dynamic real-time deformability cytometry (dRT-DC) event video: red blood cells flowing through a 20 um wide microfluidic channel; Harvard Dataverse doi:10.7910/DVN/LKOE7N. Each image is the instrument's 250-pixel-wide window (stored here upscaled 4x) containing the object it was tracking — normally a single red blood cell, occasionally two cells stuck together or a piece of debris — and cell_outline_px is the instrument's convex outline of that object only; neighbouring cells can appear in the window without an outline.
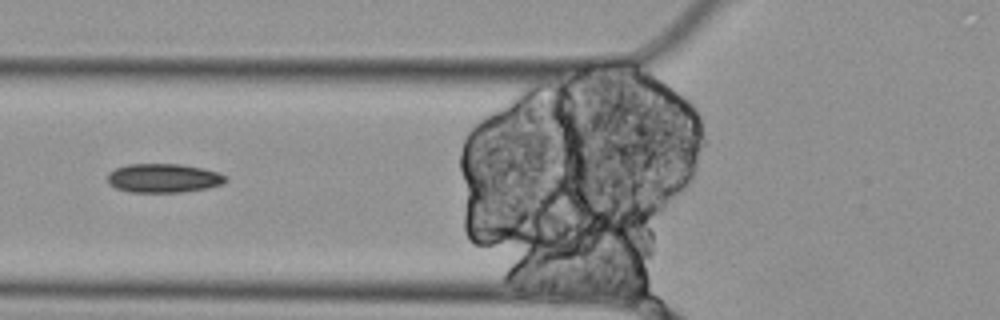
{"species": "Egyptian fruit bat (a non-hibernating species)", "species_latin": "Rousettus aegyptiacus", "temperature_condition": "cold", "stored_images_in_passage": 8, "segment_of_instrument_passage": [2, 2], "camera_frame_rate_fps": 3000, "um_per_image_px": 0.085, "animal": {"sex": "female"}, "frame": {"image": 1, "passage_image": 4, "time_ms": 1.0, "image_size_px": [1000, 320], "cell_outline_px": [[228, 180], [224, 184], [208, 188], [184, 192], [128, 192], [116, 188], [108, 184], [108, 172], [116, 168], [128, 164], [180, 164], [200, 168], [216, 172], [228, 176]], "centroid_in_image_um": [13.9, 15.15], "position_along_channel_um": 111.9, "area_um2": 20.06}}
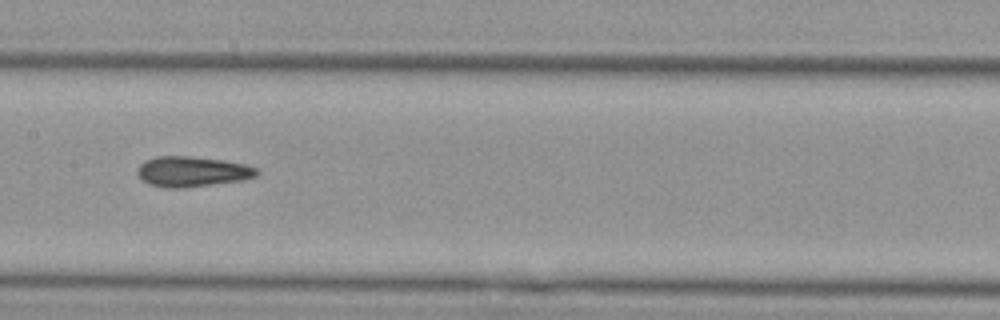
{"frame": {"image": 2, "passage_image": 6, "time_ms": 1.667, "image_size_px": [1000, 320], "cell_outline_px": [[260, 172], [256, 176], [244, 180], [180, 188], [168, 188], [148, 184], [136, 172], [140, 164], [144, 160], [156, 156], [188, 156], [224, 160], [244, 164], [256, 168]], "centroid_in_image_um": [16.33, 14.58], "position_along_channel_um": 191.1, "area_um2": 21.04}}
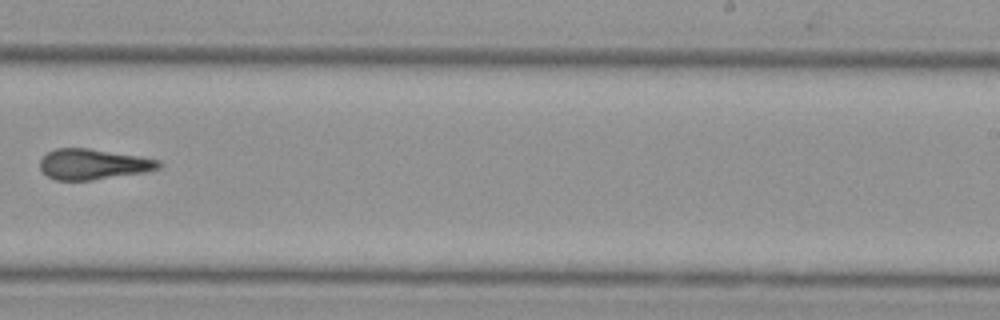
{"frame": {"image": 3, "passage_image": 8, "time_ms": 2.333, "image_size_px": [1000, 320], "cell_outline_px": [[164, 164], [160, 168], [144, 172], [92, 180], [56, 180], [48, 176], [40, 168], [40, 160], [48, 152], [56, 148], [88, 148], [140, 156], [160, 160]], "centroid_in_image_um": [7.95, 13.95], "position_along_channel_um": 281.1, "area_um2": 21.1}}